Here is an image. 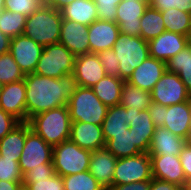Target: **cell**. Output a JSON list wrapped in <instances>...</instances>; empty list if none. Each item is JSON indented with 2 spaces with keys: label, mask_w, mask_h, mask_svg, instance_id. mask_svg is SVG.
<instances>
[{
  "label": "cell",
  "mask_w": 191,
  "mask_h": 190,
  "mask_svg": "<svg viewBox=\"0 0 191 190\" xmlns=\"http://www.w3.org/2000/svg\"><path fill=\"white\" fill-rule=\"evenodd\" d=\"M167 71L178 74L191 94V52L186 47L166 62Z\"/></svg>",
  "instance_id": "1f68e13d"
},
{
  "label": "cell",
  "mask_w": 191,
  "mask_h": 190,
  "mask_svg": "<svg viewBox=\"0 0 191 190\" xmlns=\"http://www.w3.org/2000/svg\"><path fill=\"white\" fill-rule=\"evenodd\" d=\"M75 0H45V4L60 11Z\"/></svg>",
  "instance_id": "816d5d0a"
},
{
  "label": "cell",
  "mask_w": 191,
  "mask_h": 190,
  "mask_svg": "<svg viewBox=\"0 0 191 190\" xmlns=\"http://www.w3.org/2000/svg\"><path fill=\"white\" fill-rule=\"evenodd\" d=\"M187 37H191V24H190V28H189V32L187 34Z\"/></svg>",
  "instance_id": "680465c9"
},
{
  "label": "cell",
  "mask_w": 191,
  "mask_h": 190,
  "mask_svg": "<svg viewBox=\"0 0 191 190\" xmlns=\"http://www.w3.org/2000/svg\"><path fill=\"white\" fill-rule=\"evenodd\" d=\"M175 8L191 14V0H175Z\"/></svg>",
  "instance_id": "f5cc1de1"
},
{
  "label": "cell",
  "mask_w": 191,
  "mask_h": 190,
  "mask_svg": "<svg viewBox=\"0 0 191 190\" xmlns=\"http://www.w3.org/2000/svg\"><path fill=\"white\" fill-rule=\"evenodd\" d=\"M120 34L116 22L97 19L88 26L90 53L112 49Z\"/></svg>",
  "instance_id": "e0dca14e"
},
{
  "label": "cell",
  "mask_w": 191,
  "mask_h": 190,
  "mask_svg": "<svg viewBox=\"0 0 191 190\" xmlns=\"http://www.w3.org/2000/svg\"><path fill=\"white\" fill-rule=\"evenodd\" d=\"M128 112L129 129H134L135 146L141 152H148L156 126L147 110H137L135 107L126 108Z\"/></svg>",
  "instance_id": "d6986e66"
},
{
  "label": "cell",
  "mask_w": 191,
  "mask_h": 190,
  "mask_svg": "<svg viewBox=\"0 0 191 190\" xmlns=\"http://www.w3.org/2000/svg\"><path fill=\"white\" fill-rule=\"evenodd\" d=\"M4 84L0 81V91L3 89Z\"/></svg>",
  "instance_id": "91938a15"
},
{
  "label": "cell",
  "mask_w": 191,
  "mask_h": 190,
  "mask_svg": "<svg viewBox=\"0 0 191 190\" xmlns=\"http://www.w3.org/2000/svg\"><path fill=\"white\" fill-rule=\"evenodd\" d=\"M149 190H181V187L170 182L152 178Z\"/></svg>",
  "instance_id": "7dc6e473"
},
{
  "label": "cell",
  "mask_w": 191,
  "mask_h": 190,
  "mask_svg": "<svg viewBox=\"0 0 191 190\" xmlns=\"http://www.w3.org/2000/svg\"><path fill=\"white\" fill-rule=\"evenodd\" d=\"M187 142L189 144H191V125H190V131H189V134H188Z\"/></svg>",
  "instance_id": "6f0895ef"
},
{
  "label": "cell",
  "mask_w": 191,
  "mask_h": 190,
  "mask_svg": "<svg viewBox=\"0 0 191 190\" xmlns=\"http://www.w3.org/2000/svg\"><path fill=\"white\" fill-rule=\"evenodd\" d=\"M153 103L151 93L140 89L138 86L124 82L120 97V105L125 108L135 107L143 111Z\"/></svg>",
  "instance_id": "f546056e"
},
{
  "label": "cell",
  "mask_w": 191,
  "mask_h": 190,
  "mask_svg": "<svg viewBox=\"0 0 191 190\" xmlns=\"http://www.w3.org/2000/svg\"><path fill=\"white\" fill-rule=\"evenodd\" d=\"M166 63L149 56L143 61L126 81L151 93L155 84L166 72Z\"/></svg>",
  "instance_id": "ffe728a7"
},
{
  "label": "cell",
  "mask_w": 191,
  "mask_h": 190,
  "mask_svg": "<svg viewBox=\"0 0 191 190\" xmlns=\"http://www.w3.org/2000/svg\"><path fill=\"white\" fill-rule=\"evenodd\" d=\"M187 48L191 52V37H187Z\"/></svg>",
  "instance_id": "11a10c76"
},
{
  "label": "cell",
  "mask_w": 191,
  "mask_h": 190,
  "mask_svg": "<svg viewBox=\"0 0 191 190\" xmlns=\"http://www.w3.org/2000/svg\"><path fill=\"white\" fill-rule=\"evenodd\" d=\"M119 60L120 78L127 81L143 61L150 56L149 45L140 36H129L120 33L112 47Z\"/></svg>",
  "instance_id": "277c9868"
},
{
  "label": "cell",
  "mask_w": 191,
  "mask_h": 190,
  "mask_svg": "<svg viewBox=\"0 0 191 190\" xmlns=\"http://www.w3.org/2000/svg\"><path fill=\"white\" fill-rule=\"evenodd\" d=\"M26 114L28 120L41 112L60 106H68L77 83L74 74L50 78L36 73L25 75Z\"/></svg>",
  "instance_id": "6da1fadb"
},
{
  "label": "cell",
  "mask_w": 191,
  "mask_h": 190,
  "mask_svg": "<svg viewBox=\"0 0 191 190\" xmlns=\"http://www.w3.org/2000/svg\"><path fill=\"white\" fill-rule=\"evenodd\" d=\"M122 0H94L97 8L98 19L115 22L117 5Z\"/></svg>",
  "instance_id": "ab89813d"
},
{
  "label": "cell",
  "mask_w": 191,
  "mask_h": 190,
  "mask_svg": "<svg viewBox=\"0 0 191 190\" xmlns=\"http://www.w3.org/2000/svg\"><path fill=\"white\" fill-rule=\"evenodd\" d=\"M28 123L30 128L52 147L70 139L72 121L68 106L36 114Z\"/></svg>",
  "instance_id": "7a4b0ae2"
},
{
  "label": "cell",
  "mask_w": 191,
  "mask_h": 190,
  "mask_svg": "<svg viewBox=\"0 0 191 190\" xmlns=\"http://www.w3.org/2000/svg\"><path fill=\"white\" fill-rule=\"evenodd\" d=\"M44 47L24 34L11 39L9 53L24 74L34 73Z\"/></svg>",
  "instance_id": "8fae6325"
},
{
  "label": "cell",
  "mask_w": 191,
  "mask_h": 190,
  "mask_svg": "<svg viewBox=\"0 0 191 190\" xmlns=\"http://www.w3.org/2000/svg\"><path fill=\"white\" fill-rule=\"evenodd\" d=\"M165 29L187 36L191 24V14L176 8H169L161 11Z\"/></svg>",
  "instance_id": "d6a6232c"
},
{
  "label": "cell",
  "mask_w": 191,
  "mask_h": 190,
  "mask_svg": "<svg viewBox=\"0 0 191 190\" xmlns=\"http://www.w3.org/2000/svg\"><path fill=\"white\" fill-rule=\"evenodd\" d=\"M140 27V37L147 42L166 31L161 11L149 5L143 16L140 18Z\"/></svg>",
  "instance_id": "4dcf8cb0"
},
{
  "label": "cell",
  "mask_w": 191,
  "mask_h": 190,
  "mask_svg": "<svg viewBox=\"0 0 191 190\" xmlns=\"http://www.w3.org/2000/svg\"><path fill=\"white\" fill-rule=\"evenodd\" d=\"M22 182L0 180V190H22Z\"/></svg>",
  "instance_id": "681fc988"
},
{
  "label": "cell",
  "mask_w": 191,
  "mask_h": 190,
  "mask_svg": "<svg viewBox=\"0 0 191 190\" xmlns=\"http://www.w3.org/2000/svg\"><path fill=\"white\" fill-rule=\"evenodd\" d=\"M62 17L60 11L44 4L26 19L23 34L45 47L59 43Z\"/></svg>",
  "instance_id": "3957f363"
},
{
  "label": "cell",
  "mask_w": 191,
  "mask_h": 190,
  "mask_svg": "<svg viewBox=\"0 0 191 190\" xmlns=\"http://www.w3.org/2000/svg\"><path fill=\"white\" fill-rule=\"evenodd\" d=\"M20 121L0 108V140L4 138Z\"/></svg>",
  "instance_id": "7bdbcfd3"
},
{
  "label": "cell",
  "mask_w": 191,
  "mask_h": 190,
  "mask_svg": "<svg viewBox=\"0 0 191 190\" xmlns=\"http://www.w3.org/2000/svg\"><path fill=\"white\" fill-rule=\"evenodd\" d=\"M44 4L45 0H5L4 9L18 12L28 17Z\"/></svg>",
  "instance_id": "8d00e7d4"
},
{
  "label": "cell",
  "mask_w": 191,
  "mask_h": 190,
  "mask_svg": "<svg viewBox=\"0 0 191 190\" xmlns=\"http://www.w3.org/2000/svg\"><path fill=\"white\" fill-rule=\"evenodd\" d=\"M150 158L153 178L183 187L186 178L179 156L159 155Z\"/></svg>",
  "instance_id": "ac0fdd59"
},
{
  "label": "cell",
  "mask_w": 191,
  "mask_h": 190,
  "mask_svg": "<svg viewBox=\"0 0 191 190\" xmlns=\"http://www.w3.org/2000/svg\"><path fill=\"white\" fill-rule=\"evenodd\" d=\"M96 54L105 70L106 75L120 78V61L116 59L115 52L112 49H108Z\"/></svg>",
  "instance_id": "f35d334b"
},
{
  "label": "cell",
  "mask_w": 191,
  "mask_h": 190,
  "mask_svg": "<svg viewBox=\"0 0 191 190\" xmlns=\"http://www.w3.org/2000/svg\"><path fill=\"white\" fill-rule=\"evenodd\" d=\"M59 43L76 57L89 54L88 26L62 19Z\"/></svg>",
  "instance_id": "5bb4252c"
},
{
  "label": "cell",
  "mask_w": 191,
  "mask_h": 190,
  "mask_svg": "<svg viewBox=\"0 0 191 190\" xmlns=\"http://www.w3.org/2000/svg\"><path fill=\"white\" fill-rule=\"evenodd\" d=\"M152 178L151 158L148 152L117 159L113 185L130 184Z\"/></svg>",
  "instance_id": "9c48e42d"
},
{
  "label": "cell",
  "mask_w": 191,
  "mask_h": 190,
  "mask_svg": "<svg viewBox=\"0 0 191 190\" xmlns=\"http://www.w3.org/2000/svg\"><path fill=\"white\" fill-rule=\"evenodd\" d=\"M73 74L77 86L89 88L106 76L105 70L95 53L77 56Z\"/></svg>",
  "instance_id": "2e32d148"
},
{
  "label": "cell",
  "mask_w": 191,
  "mask_h": 190,
  "mask_svg": "<svg viewBox=\"0 0 191 190\" xmlns=\"http://www.w3.org/2000/svg\"><path fill=\"white\" fill-rule=\"evenodd\" d=\"M191 125V100L178 104L163 105V127L174 135L188 138Z\"/></svg>",
  "instance_id": "9a60e30c"
},
{
  "label": "cell",
  "mask_w": 191,
  "mask_h": 190,
  "mask_svg": "<svg viewBox=\"0 0 191 190\" xmlns=\"http://www.w3.org/2000/svg\"><path fill=\"white\" fill-rule=\"evenodd\" d=\"M25 78L24 72L8 52L0 56V81L5 85Z\"/></svg>",
  "instance_id": "d590c367"
},
{
  "label": "cell",
  "mask_w": 191,
  "mask_h": 190,
  "mask_svg": "<svg viewBox=\"0 0 191 190\" xmlns=\"http://www.w3.org/2000/svg\"><path fill=\"white\" fill-rule=\"evenodd\" d=\"M70 140L91 152L104 148L106 143L101 125L79 121L71 124Z\"/></svg>",
  "instance_id": "603a6c76"
},
{
  "label": "cell",
  "mask_w": 191,
  "mask_h": 190,
  "mask_svg": "<svg viewBox=\"0 0 191 190\" xmlns=\"http://www.w3.org/2000/svg\"><path fill=\"white\" fill-rule=\"evenodd\" d=\"M62 19L89 26L98 19L94 0H75L60 10Z\"/></svg>",
  "instance_id": "d4e9b609"
},
{
  "label": "cell",
  "mask_w": 191,
  "mask_h": 190,
  "mask_svg": "<svg viewBox=\"0 0 191 190\" xmlns=\"http://www.w3.org/2000/svg\"><path fill=\"white\" fill-rule=\"evenodd\" d=\"M111 190H149L150 180L139 181L130 184L113 185Z\"/></svg>",
  "instance_id": "bcb514c9"
},
{
  "label": "cell",
  "mask_w": 191,
  "mask_h": 190,
  "mask_svg": "<svg viewBox=\"0 0 191 190\" xmlns=\"http://www.w3.org/2000/svg\"><path fill=\"white\" fill-rule=\"evenodd\" d=\"M124 80L118 77L106 75L91 88L94 94L107 107L120 105V97Z\"/></svg>",
  "instance_id": "4316f807"
},
{
  "label": "cell",
  "mask_w": 191,
  "mask_h": 190,
  "mask_svg": "<svg viewBox=\"0 0 191 190\" xmlns=\"http://www.w3.org/2000/svg\"><path fill=\"white\" fill-rule=\"evenodd\" d=\"M187 143V139L174 135L167 128L156 127L148 153L150 156H179Z\"/></svg>",
  "instance_id": "cb8c5ba5"
},
{
  "label": "cell",
  "mask_w": 191,
  "mask_h": 190,
  "mask_svg": "<svg viewBox=\"0 0 191 190\" xmlns=\"http://www.w3.org/2000/svg\"><path fill=\"white\" fill-rule=\"evenodd\" d=\"M134 129H127L120 134H112V139L105 143V148L119 158L131 157L142 153L135 146Z\"/></svg>",
  "instance_id": "f1b7e54d"
},
{
  "label": "cell",
  "mask_w": 191,
  "mask_h": 190,
  "mask_svg": "<svg viewBox=\"0 0 191 190\" xmlns=\"http://www.w3.org/2000/svg\"><path fill=\"white\" fill-rule=\"evenodd\" d=\"M92 152L80 148L70 139L53 146L52 163L61 177L89 170Z\"/></svg>",
  "instance_id": "8992f818"
},
{
  "label": "cell",
  "mask_w": 191,
  "mask_h": 190,
  "mask_svg": "<svg viewBox=\"0 0 191 190\" xmlns=\"http://www.w3.org/2000/svg\"><path fill=\"white\" fill-rule=\"evenodd\" d=\"M147 111L156 127L163 126V105L152 103Z\"/></svg>",
  "instance_id": "f6af8a7d"
},
{
  "label": "cell",
  "mask_w": 191,
  "mask_h": 190,
  "mask_svg": "<svg viewBox=\"0 0 191 190\" xmlns=\"http://www.w3.org/2000/svg\"><path fill=\"white\" fill-rule=\"evenodd\" d=\"M52 153L53 147L36 134L26 122V140L19 159L22 175L31 169L43 167V164H53Z\"/></svg>",
  "instance_id": "ba28073f"
},
{
  "label": "cell",
  "mask_w": 191,
  "mask_h": 190,
  "mask_svg": "<svg viewBox=\"0 0 191 190\" xmlns=\"http://www.w3.org/2000/svg\"><path fill=\"white\" fill-rule=\"evenodd\" d=\"M74 56L63 44L44 47L34 73L50 78H60L74 72Z\"/></svg>",
  "instance_id": "52a82bcc"
},
{
  "label": "cell",
  "mask_w": 191,
  "mask_h": 190,
  "mask_svg": "<svg viewBox=\"0 0 191 190\" xmlns=\"http://www.w3.org/2000/svg\"><path fill=\"white\" fill-rule=\"evenodd\" d=\"M72 122L102 125L108 107L94 94L92 88L77 86L68 102Z\"/></svg>",
  "instance_id": "5b68a950"
},
{
  "label": "cell",
  "mask_w": 191,
  "mask_h": 190,
  "mask_svg": "<svg viewBox=\"0 0 191 190\" xmlns=\"http://www.w3.org/2000/svg\"><path fill=\"white\" fill-rule=\"evenodd\" d=\"M25 190H64V181L60 175L55 173L48 179L30 183Z\"/></svg>",
  "instance_id": "b9f144b4"
},
{
  "label": "cell",
  "mask_w": 191,
  "mask_h": 190,
  "mask_svg": "<svg viewBox=\"0 0 191 190\" xmlns=\"http://www.w3.org/2000/svg\"><path fill=\"white\" fill-rule=\"evenodd\" d=\"M116 164L117 158L104 147L92 152L88 171L104 188H111Z\"/></svg>",
  "instance_id": "7402d4cb"
},
{
  "label": "cell",
  "mask_w": 191,
  "mask_h": 190,
  "mask_svg": "<svg viewBox=\"0 0 191 190\" xmlns=\"http://www.w3.org/2000/svg\"><path fill=\"white\" fill-rule=\"evenodd\" d=\"M128 112L121 105L108 107L101 125L105 142L112 139V134H120L129 129Z\"/></svg>",
  "instance_id": "83f0119b"
},
{
  "label": "cell",
  "mask_w": 191,
  "mask_h": 190,
  "mask_svg": "<svg viewBox=\"0 0 191 190\" xmlns=\"http://www.w3.org/2000/svg\"><path fill=\"white\" fill-rule=\"evenodd\" d=\"M11 38L0 31V56L9 52Z\"/></svg>",
  "instance_id": "f907efd6"
},
{
  "label": "cell",
  "mask_w": 191,
  "mask_h": 190,
  "mask_svg": "<svg viewBox=\"0 0 191 190\" xmlns=\"http://www.w3.org/2000/svg\"><path fill=\"white\" fill-rule=\"evenodd\" d=\"M0 180L23 182L19 162L0 155Z\"/></svg>",
  "instance_id": "74e56055"
},
{
  "label": "cell",
  "mask_w": 191,
  "mask_h": 190,
  "mask_svg": "<svg viewBox=\"0 0 191 190\" xmlns=\"http://www.w3.org/2000/svg\"><path fill=\"white\" fill-rule=\"evenodd\" d=\"M148 45L150 56L166 63L187 47V36L164 31L158 37L150 40Z\"/></svg>",
  "instance_id": "44dd1931"
},
{
  "label": "cell",
  "mask_w": 191,
  "mask_h": 190,
  "mask_svg": "<svg viewBox=\"0 0 191 190\" xmlns=\"http://www.w3.org/2000/svg\"><path fill=\"white\" fill-rule=\"evenodd\" d=\"M0 108L20 122H28L25 80L5 84L0 91Z\"/></svg>",
  "instance_id": "4fadbf2b"
},
{
  "label": "cell",
  "mask_w": 191,
  "mask_h": 190,
  "mask_svg": "<svg viewBox=\"0 0 191 190\" xmlns=\"http://www.w3.org/2000/svg\"><path fill=\"white\" fill-rule=\"evenodd\" d=\"M151 96L153 103L164 106L191 100V94L178 74L167 70L155 84Z\"/></svg>",
  "instance_id": "30bf717a"
},
{
  "label": "cell",
  "mask_w": 191,
  "mask_h": 190,
  "mask_svg": "<svg viewBox=\"0 0 191 190\" xmlns=\"http://www.w3.org/2000/svg\"><path fill=\"white\" fill-rule=\"evenodd\" d=\"M27 16L8 10L0 11V31L11 39L23 34Z\"/></svg>",
  "instance_id": "836d02e7"
},
{
  "label": "cell",
  "mask_w": 191,
  "mask_h": 190,
  "mask_svg": "<svg viewBox=\"0 0 191 190\" xmlns=\"http://www.w3.org/2000/svg\"><path fill=\"white\" fill-rule=\"evenodd\" d=\"M148 0H122L117 5L115 22L122 34L129 36H140V18L148 8Z\"/></svg>",
  "instance_id": "7c38bea8"
},
{
  "label": "cell",
  "mask_w": 191,
  "mask_h": 190,
  "mask_svg": "<svg viewBox=\"0 0 191 190\" xmlns=\"http://www.w3.org/2000/svg\"><path fill=\"white\" fill-rule=\"evenodd\" d=\"M179 157L185 173V178H191V144L187 143L181 150Z\"/></svg>",
  "instance_id": "ee69618b"
},
{
  "label": "cell",
  "mask_w": 191,
  "mask_h": 190,
  "mask_svg": "<svg viewBox=\"0 0 191 190\" xmlns=\"http://www.w3.org/2000/svg\"><path fill=\"white\" fill-rule=\"evenodd\" d=\"M5 0H0V11L4 10Z\"/></svg>",
  "instance_id": "9f6ffc18"
},
{
  "label": "cell",
  "mask_w": 191,
  "mask_h": 190,
  "mask_svg": "<svg viewBox=\"0 0 191 190\" xmlns=\"http://www.w3.org/2000/svg\"><path fill=\"white\" fill-rule=\"evenodd\" d=\"M26 140V122H20L0 140V155L19 162Z\"/></svg>",
  "instance_id": "484cf974"
},
{
  "label": "cell",
  "mask_w": 191,
  "mask_h": 190,
  "mask_svg": "<svg viewBox=\"0 0 191 190\" xmlns=\"http://www.w3.org/2000/svg\"><path fill=\"white\" fill-rule=\"evenodd\" d=\"M64 190H104L105 188L89 171L62 177Z\"/></svg>",
  "instance_id": "e575fe53"
},
{
  "label": "cell",
  "mask_w": 191,
  "mask_h": 190,
  "mask_svg": "<svg viewBox=\"0 0 191 190\" xmlns=\"http://www.w3.org/2000/svg\"><path fill=\"white\" fill-rule=\"evenodd\" d=\"M149 5L159 11L175 8V0H148Z\"/></svg>",
  "instance_id": "c3c4849f"
},
{
  "label": "cell",
  "mask_w": 191,
  "mask_h": 190,
  "mask_svg": "<svg viewBox=\"0 0 191 190\" xmlns=\"http://www.w3.org/2000/svg\"><path fill=\"white\" fill-rule=\"evenodd\" d=\"M182 190H191V178H187L184 182Z\"/></svg>",
  "instance_id": "db71d44e"
},
{
  "label": "cell",
  "mask_w": 191,
  "mask_h": 190,
  "mask_svg": "<svg viewBox=\"0 0 191 190\" xmlns=\"http://www.w3.org/2000/svg\"><path fill=\"white\" fill-rule=\"evenodd\" d=\"M55 174L53 164H43V167L31 169L23 175V189H25L30 183L36 182L41 179H48Z\"/></svg>",
  "instance_id": "60d3db41"
}]
</instances>
